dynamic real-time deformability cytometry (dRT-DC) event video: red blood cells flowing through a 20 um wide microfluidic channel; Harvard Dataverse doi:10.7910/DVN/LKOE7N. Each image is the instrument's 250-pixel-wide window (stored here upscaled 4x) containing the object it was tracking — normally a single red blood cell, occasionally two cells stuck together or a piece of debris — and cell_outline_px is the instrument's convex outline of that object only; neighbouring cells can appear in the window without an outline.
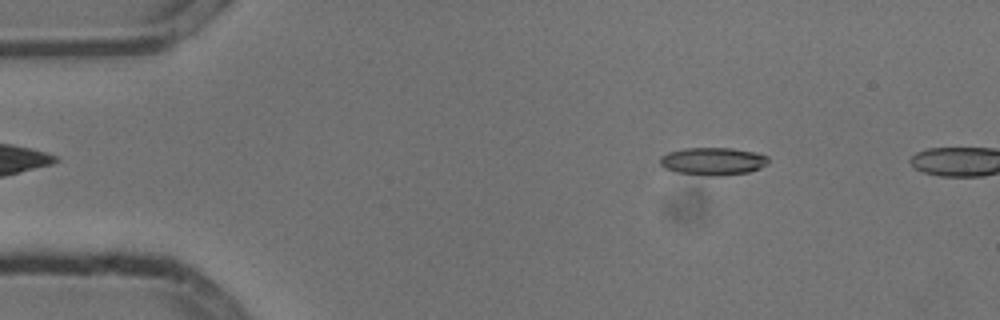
{"species": "common noctule bat (a hibernating species)", "species_latin": "Nyctalus noctula", "temperature_condition": "cold", "stored_images_in_passage": 2, "camera_frame_rate_fps": 3000, "um_per_image_px": 0.085, "animal": {"sex": "male", "body_mass_g": 13.3}, "frame": {"image": 1, "passage_image": 1, "time_ms": 0.0, "image_size_px": [1000, 320], "cell_outline_px": [[768, 164], [760, 168], [748, 172], [720, 176], [704, 176], [676, 172], [664, 168], [660, 164], [660, 156], [668, 152], [684, 148], [732, 148], [756, 152], [768, 156]], "centroid_in_image_um": [60.59, 13.71], "position_along_channel_um": 24.4, "area_um2": 17.69}}